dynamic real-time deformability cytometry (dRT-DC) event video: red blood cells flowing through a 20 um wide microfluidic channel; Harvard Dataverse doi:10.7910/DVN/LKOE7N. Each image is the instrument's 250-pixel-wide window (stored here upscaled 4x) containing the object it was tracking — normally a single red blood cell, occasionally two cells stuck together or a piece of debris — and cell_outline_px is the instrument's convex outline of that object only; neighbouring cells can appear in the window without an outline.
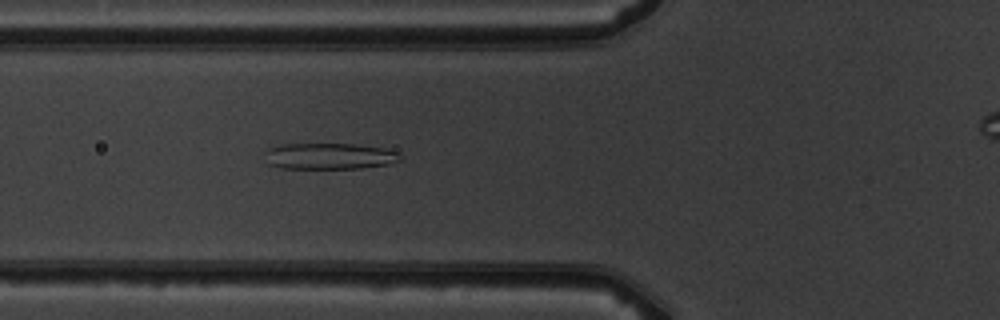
{"species": "common noctule bat (a hibernating species)", "species_latin": "Nyctalus noctula", "temperature_condition": "warm", "stored_images_in_passage": 6, "camera_frame_rate_fps": 3000, "um_per_image_px": 0.085, "animal": {"sex": "male", "body_mass_g": 19.5, "forearm_length_mm": 54.6}, "frame": {"image": 1, "passage_image": 5, "time_ms": 4.667, "image_size_px": [1000, 320], "cell_outline_px": [[404, 160], [388, 164], [360, 168], [280, 168], [268, 164], [264, 152], [268, 148], [280, 144], [356, 144], [384, 148], [396, 152]], "centroid_in_image_um": [27.98, 13.27], "position_along_channel_um": 97.8, "area_um2": 20.75}}